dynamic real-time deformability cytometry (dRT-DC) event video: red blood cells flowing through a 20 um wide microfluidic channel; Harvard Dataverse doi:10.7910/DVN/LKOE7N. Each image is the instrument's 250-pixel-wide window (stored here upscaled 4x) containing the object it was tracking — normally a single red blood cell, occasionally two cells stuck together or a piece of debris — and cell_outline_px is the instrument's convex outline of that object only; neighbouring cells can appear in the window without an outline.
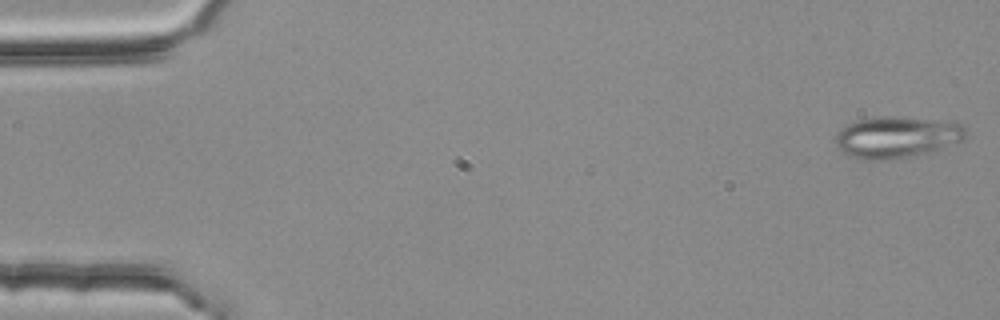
{"species": "common noctule bat (a hibernating species)", "species_latin": "Nyctalus noctula", "temperature_condition": "room temperature", "stored_images_in_passage": 4, "camera_frame_rate_fps": 3000, "um_per_image_px": 0.085, "animal": {"sex": "female", "body_mass_g": 25.1}, "frame": {"image": 1, "passage_image": 1, "time_ms": 0.0, "image_size_px": [1000, 320], "cell_outline_px": [[968, 132], [964, 140], [908, 156], [884, 160], [864, 160], [848, 156], [840, 152], [836, 148], [836, 136], [840, 128], [848, 124], [860, 120], [876, 116], [888, 116], [936, 120], [964, 124]], "centroid_in_image_um": [76.16, 11.65], "position_along_channel_um": 8.8, "area_um2": 31.15}}